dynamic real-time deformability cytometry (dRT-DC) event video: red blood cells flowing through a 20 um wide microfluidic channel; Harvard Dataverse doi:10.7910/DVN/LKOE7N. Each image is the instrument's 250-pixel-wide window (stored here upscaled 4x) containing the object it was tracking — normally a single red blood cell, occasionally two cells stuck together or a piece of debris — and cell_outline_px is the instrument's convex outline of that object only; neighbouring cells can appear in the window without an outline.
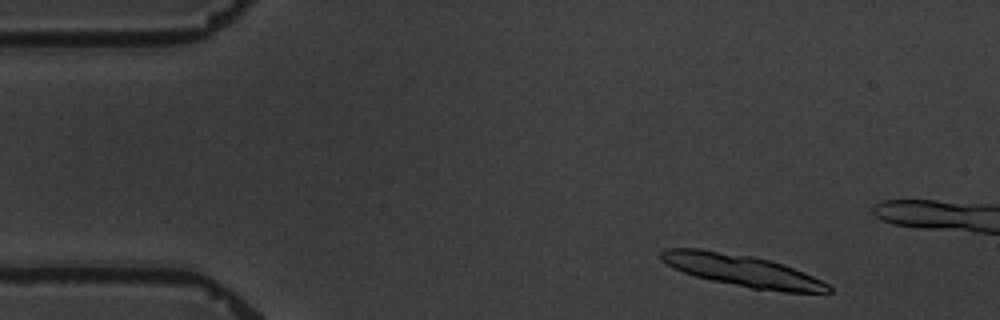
{"species": "common noctule bat (a hibernating species)", "species_latin": "Nyctalus noctula", "temperature_condition": "warm", "stored_images_in_passage": 5, "camera_frame_rate_fps": 3000, "um_per_image_px": 0.085, "animal": {"sex": "male", "body_mass_g": 19.5, "forearm_length_mm": 54.6}, "frame": {"image": 1, "passage_image": 1, "time_ms": 0.0, "image_size_px": [1000, 320], "cell_outline_px": [[832, 292], [784, 292], [752, 288], [712, 280], [696, 276], [684, 272], [660, 260], [660, 252], [664, 248], [700, 248], [752, 256], [784, 264], [812, 276], [828, 284], [832, 288]], "centroid_in_image_um": [63.07, 22.98], "position_along_channel_um": 21.9, "area_um2": 30.63}}